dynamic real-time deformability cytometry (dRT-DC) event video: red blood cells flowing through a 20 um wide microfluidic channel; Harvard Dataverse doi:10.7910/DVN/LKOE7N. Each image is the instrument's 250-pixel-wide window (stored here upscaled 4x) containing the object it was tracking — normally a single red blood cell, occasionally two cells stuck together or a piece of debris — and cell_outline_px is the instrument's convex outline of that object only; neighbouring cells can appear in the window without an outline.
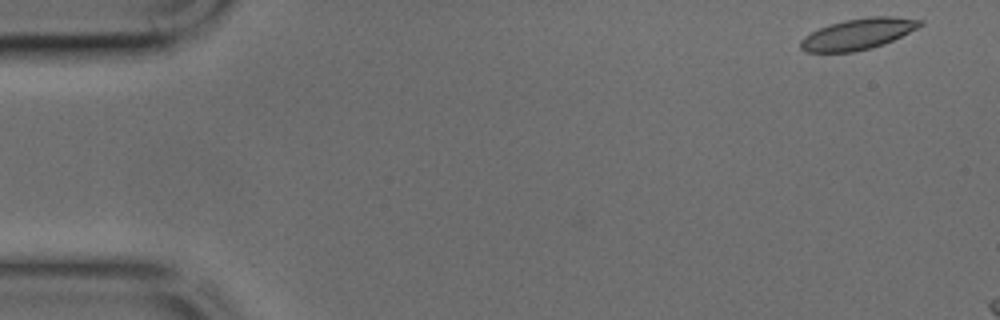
{"species": "common noctule bat (a hibernating species)", "species_latin": "Nyctalus noctula", "temperature_condition": "cold", "stored_images_in_passage": 5, "camera_frame_rate_fps": 3000, "um_per_image_px": 0.085, "animal": {"sex": "male", "body_mass_g": 17.9, "forearm_length_mm": 54.2}, "frame": {"image": 1, "passage_image": 1, "time_ms": 0.0, "image_size_px": [1000, 320], "cell_outline_px": [[924, 24], [884, 44], [872, 48], [852, 52], [808, 52], [800, 48], [800, 40], [804, 36], [820, 28], [844, 20], [872, 16], [892, 16], [924, 20]], "centroid_in_image_um": [72.93, 2.89], "position_along_channel_um": 12.1, "area_um2": 21.39}}